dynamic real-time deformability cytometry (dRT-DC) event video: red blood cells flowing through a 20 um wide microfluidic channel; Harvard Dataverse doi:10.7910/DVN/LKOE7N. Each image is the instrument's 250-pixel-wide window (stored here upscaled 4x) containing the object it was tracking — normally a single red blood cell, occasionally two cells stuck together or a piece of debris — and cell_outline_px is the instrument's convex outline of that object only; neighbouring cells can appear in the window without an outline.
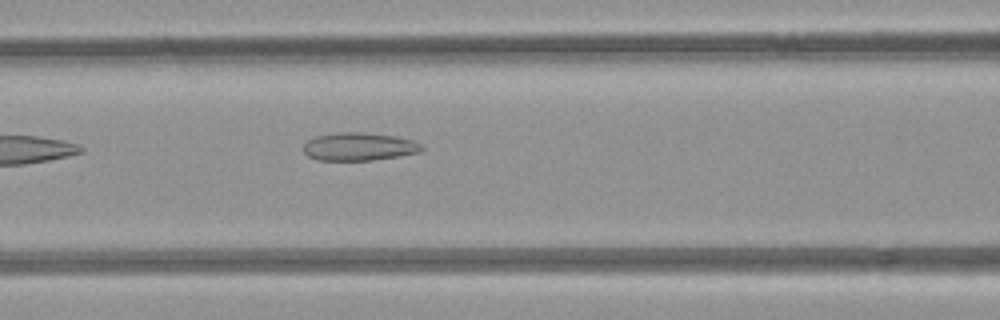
{"species": "common noctule bat (a hibernating species)", "species_latin": "Nyctalus noctula", "temperature_condition": "room temperature", "stored_images_in_passage": 3, "camera_frame_rate_fps": 3000, "um_per_image_px": 0.085, "animal": {"sex": "female", "body_mass_g": 21.9}, "frame": {"image": 1, "passage_image": 3, "time_ms": 2.333, "image_size_px": [1000, 320], "cell_outline_px": [[424, 148], [420, 152], [372, 160], [316, 160], [308, 156], [304, 152], [304, 144], [308, 140], [316, 136], [336, 132], [360, 132], [396, 136], [412, 140], [424, 144]], "centroid_in_image_um": [30.52, 12.46], "position_along_channel_um": 136.1, "area_um2": 19.31}}